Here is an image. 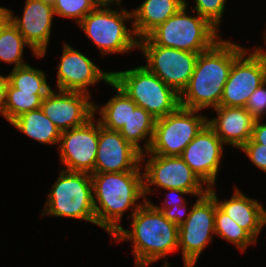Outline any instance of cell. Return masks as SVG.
I'll list each match as a JSON object with an SVG mask.
<instances>
[{
    "mask_svg": "<svg viewBox=\"0 0 266 267\" xmlns=\"http://www.w3.org/2000/svg\"><path fill=\"white\" fill-rule=\"evenodd\" d=\"M245 50L221 39L199 53L188 86L180 94V106L199 111L219 107L233 62Z\"/></svg>",
    "mask_w": 266,
    "mask_h": 267,
    "instance_id": "cell-1",
    "label": "cell"
},
{
    "mask_svg": "<svg viewBox=\"0 0 266 267\" xmlns=\"http://www.w3.org/2000/svg\"><path fill=\"white\" fill-rule=\"evenodd\" d=\"M131 217V229L121 227L111 238L132 241L135 267L149 266L179 249V226L166 219L152 202L145 201Z\"/></svg>",
    "mask_w": 266,
    "mask_h": 267,
    "instance_id": "cell-2",
    "label": "cell"
},
{
    "mask_svg": "<svg viewBox=\"0 0 266 267\" xmlns=\"http://www.w3.org/2000/svg\"><path fill=\"white\" fill-rule=\"evenodd\" d=\"M91 178L96 225L112 237L122 227L119 224L122 215L132 208V216L146 201L143 173H91ZM140 198H143V201L137 203Z\"/></svg>",
    "mask_w": 266,
    "mask_h": 267,
    "instance_id": "cell-3",
    "label": "cell"
},
{
    "mask_svg": "<svg viewBox=\"0 0 266 267\" xmlns=\"http://www.w3.org/2000/svg\"><path fill=\"white\" fill-rule=\"evenodd\" d=\"M187 1L164 23L158 25L146 37L154 44L194 53L210 49L220 38L219 30L207 19L188 15ZM218 38V39H217Z\"/></svg>",
    "mask_w": 266,
    "mask_h": 267,
    "instance_id": "cell-4",
    "label": "cell"
},
{
    "mask_svg": "<svg viewBox=\"0 0 266 267\" xmlns=\"http://www.w3.org/2000/svg\"><path fill=\"white\" fill-rule=\"evenodd\" d=\"M59 174L50 189L42 216L82 219L96 225L91 174L64 168Z\"/></svg>",
    "mask_w": 266,
    "mask_h": 267,
    "instance_id": "cell-5",
    "label": "cell"
},
{
    "mask_svg": "<svg viewBox=\"0 0 266 267\" xmlns=\"http://www.w3.org/2000/svg\"><path fill=\"white\" fill-rule=\"evenodd\" d=\"M112 80L156 119L165 117L180 106V95L144 65L112 72Z\"/></svg>",
    "mask_w": 266,
    "mask_h": 267,
    "instance_id": "cell-6",
    "label": "cell"
},
{
    "mask_svg": "<svg viewBox=\"0 0 266 267\" xmlns=\"http://www.w3.org/2000/svg\"><path fill=\"white\" fill-rule=\"evenodd\" d=\"M133 18L132 12L121 8L96 7L78 24L86 36L99 48L101 55L127 53L138 48L139 38L134 28L128 29L126 20Z\"/></svg>",
    "mask_w": 266,
    "mask_h": 267,
    "instance_id": "cell-7",
    "label": "cell"
},
{
    "mask_svg": "<svg viewBox=\"0 0 266 267\" xmlns=\"http://www.w3.org/2000/svg\"><path fill=\"white\" fill-rule=\"evenodd\" d=\"M199 110L179 106L174 112L156 119L150 154L180 156L185 147L207 124Z\"/></svg>",
    "mask_w": 266,
    "mask_h": 267,
    "instance_id": "cell-8",
    "label": "cell"
},
{
    "mask_svg": "<svg viewBox=\"0 0 266 267\" xmlns=\"http://www.w3.org/2000/svg\"><path fill=\"white\" fill-rule=\"evenodd\" d=\"M148 155L150 158L145 163L143 172L144 196L152 193L151 186L163 189L184 190L197 197L205 195L208 187L192 171L180 156H162L150 154L148 151L141 153V162Z\"/></svg>",
    "mask_w": 266,
    "mask_h": 267,
    "instance_id": "cell-9",
    "label": "cell"
},
{
    "mask_svg": "<svg viewBox=\"0 0 266 267\" xmlns=\"http://www.w3.org/2000/svg\"><path fill=\"white\" fill-rule=\"evenodd\" d=\"M138 48L147 60L144 66L180 95L188 86L199 53L154 45L147 37L139 39Z\"/></svg>",
    "mask_w": 266,
    "mask_h": 267,
    "instance_id": "cell-10",
    "label": "cell"
},
{
    "mask_svg": "<svg viewBox=\"0 0 266 267\" xmlns=\"http://www.w3.org/2000/svg\"><path fill=\"white\" fill-rule=\"evenodd\" d=\"M215 198L207 192L198 197L186 221L179 226L178 248H181L184 267H194L202 251L215 234Z\"/></svg>",
    "mask_w": 266,
    "mask_h": 267,
    "instance_id": "cell-11",
    "label": "cell"
},
{
    "mask_svg": "<svg viewBox=\"0 0 266 267\" xmlns=\"http://www.w3.org/2000/svg\"><path fill=\"white\" fill-rule=\"evenodd\" d=\"M265 81L266 55L255 49L248 53L246 48L233 62L223 89L220 106L245 107L249 97Z\"/></svg>",
    "mask_w": 266,
    "mask_h": 267,
    "instance_id": "cell-12",
    "label": "cell"
},
{
    "mask_svg": "<svg viewBox=\"0 0 266 267\" xmlns=\"http://www.w3.org/2000/svg\"><path fill=\"white\" fill-rule=\"evenodd\" d=\"M95 116L85 124L61 132L60 161L65 170L92 173L99 139V121Z\"/></svg>",
    "mask_w": 266,
    "mask_h": 267,
    "instance_id": "cell-13",
    "label": "cell"
},
{
    "mask_svg": "<svg viewBox=\"0 0 266 267\" xmlns=\"http://www.w3.org/2000/svg\"><path fill=\"white\" fill-rule=\"evenodd\" d=\"M57 90L81 92L90 95L89 87L112 80L111 72H102L90 58L70 45H63L60 63L57 65Z\"/></svg>",
    "mask_w": 266,
    "mask_h": 267,
    "instance_id": "cell-14",
    "label": "cell"
},
{
    "mask_svg": "<svg viewBox=\"0 0 266 267\" xmlns=\"http://www.w3.org/2000/svg\"><path fill=\"white\" fill-rule=\"evenodd\" d=\"M51 90L43 99L41 109L61 132L85 124L99 106L93 104L91 95L81 92Z\"/></svg>",
    "mask_w": 266,
    "mask_h": 267,
    "instance_id": "cell-15",
    "label": "cell"
},
{
    "mask_svg": "<svg viewBox=\"0 0 266 267\" xmlns=\"http://www.w3.org/2000/svg\"><path fill=\"white\" fill-rule=\"evenodd\" d=\"M223 145L222 140L206 124L180 155L205 187L215 185L223 156Z\"/></svg>",
    "mask_w": 266,
    "mask_h": 267,
    "instance_id": "cell-16",
    "label": "cell"
},
{
    "mask_svg": "<svg viewBox=\"0 0 266 267\" xmlns=\"http://www.w3.org/2000/svg\"><path fill=\"white\" fill-rule=\"evenodd\" d=\"M141 152L125 140L119 131H111L99 122V139L92 173L141 171Z\"/></svg>",
    "mask_w": 266,
    "mask_h": 267,
    "instance_id": "cell-17",
    "label": "cell"
},
{
    "mask_svg": "<svg viewBox=\"0 0 266 267\" xmlns=\"http://www.w3.org/2000/svg\"><path fill=\"white\" fill-rule=\"evenodd\" d=\"M53 16L52 1L26 0L22 18L10 11V21L23 35L25 41L38 54L44 57L51 36Z\"/></svg>",
    "mask_w": 266,
    "mask_h": 267,
    "instance_id": "cell-18",
    "label": "cell"
},
{
    "mask_svg": "<svg viewBox=\"0 0 266 267\" xmlns=\"http://www.w3.org/2000/svg\"><path fill=\"white\" fill-rule=\"evenodd\" d=\"M215 110L217 116L207 119V124L224 145L240 149L251 139L255 119L244 107L219 106Z\"/></svg>",
    "mask_w": 266,
    "mask_h": 267,
    "instance_id": "cell-19",
    "label": "cell"
},
{
    "mask_svg": "<svg viewBox=\"0 0 266 267\" xmlns=\"http://www.w3.org/2000/svg\"><path fill=\"white\" fill-rule=\"evenodd\" d=\"M234 191L231 198L224 201L218 199L214 187H210L208 192L215 198L217 206L257 241L264 227L266 209L257 200L247 197L239 189L236 188Z\"/></svg>",
    "mask_w": 266,
    "mask_h": 267,
    "instance_id": "cell-20",
    "label": "cell"
},
{
    "mask_svg": "<svg viewBox=\"0 0 266 267\" xmlns=\"http://www.w3.org/2000/svg\"><path fill=\"white\" fill-rule=\"evenodd\" d=\"M185 0H145L133 10L132 26L138 38L146 37L158 25L173 16Z\"/></svg>",
    "mask_w": 266,
    "mask_h": 267,
    "instance_id": "cell-21",
    "label": "cell"
},
{
    "mask_svg": "<svg viewBox=\"0 0 266 267\" xmlns=\"http://www.w3.org/2000/svg\"><path fill=\"white\" fill-rule=\"evenodd\" d=\"M10 124L41 144H59L61 130L54 125L41 108L21 114Z\"/></svg>",
    "mask_w": 266,
    "mask_h": 267,
    "instance_id": "cell-22",
    "label": "cell"
},
{
    "mask_svg": "<svg viewBox=\"0 0 266 267\" xmlns=\"http://www.w3.org/2000/svg\"><path fill=\"white\" fill-rule=\"evenodd\" d=\"M156 118L142 107L137 106L130 98V118L119 130L126 141L131 143L141 153L147 152L151 146L154 135ZM146 140L145 147L140 146L142 140Z\"/></svg>",
    "mask_w": 266,
    "mask_h": 267,
    "instance_id": "cell-23",
    "label": "cell"
},
{
    "mask_svg": "<svg viewBox=\"0 0 266 267\" xmlns=\"http://www.w3.org/2000/svg\"><path fill=\"white\" fill-rule=\"evenodd\" d=\"M108 85L117 93L98 110V121L105 129L119 131L130 118V97L113 80Z\"/></svg>",
    "mask_w": 266,
    "mask_h": 267,
    "instance_id": "cell-24",
    "label": "cell"
},
{
    "mask_svg": "<svg viewBox=\"0 0 266 267\" xmlns=\"http://www.w3.org/2000/svg\"><path fill=\"white\" fill-rule=\"evenodd\" d=\"M27 46L32 50V53L36 58H42V55H38L30 45L25 41L23 35L17 30V28L9 21L0 30V61L5 63L14 64L13 68H17L26 65L22 60L23 49Z\"/></svg>",
    "mask_w": 266,
    "mask_h": 267,
    "instance_id": "cell-25",
    "label": "cell"
},
{
    "mask_svg": "<svg viewBox=\"0 0 266 267\" xmlns=\"http://www.w3.org/2000/svg\"><path fill=\"white\" fill-rule=\"evenodd\" d=\"M8 78L9 83L20 91L33 92L35 95H47L52 90L43 70L33 68L29 64L13 68Z\"/></svg>",
    "mask_w": 266,
    "mask_h": 267,
    "instance_id": "cell-26",
    "label": "cell"
},
{
    "mask_svg": "<svg viewBox=\"0 0 266 267\" xmlns=\"http://www.w3.org/2000/svg\"><path fill=\"white\" fill-rule=\"evenodd\" d=\"M215 234L227 240L243 252L250 244H256V240L230 216L223 212L216 203Z\"/></svg>",
    "mask_w": 266,
    "mask_h": 267,
    "instance_id": "cell-27",
    "label": "cell"
},
{
    "mask_svg": "<svg viewBox=\"0 0 266 267\" xmlns=\"http://www.w3.org/2000/svg\"><path fill=\"white\" fill-rule=\"evenodd\" d=\"M46 95H35L33 92L20 91L8 83L5 103V119L11 123L25 112L41 108Z\"/></svg>",
    "mask_w": 266,
    "mask_h": 267,
    "instance_id": "cell-28",
    "label": "cell"
},
{
    "mask_svg": "<svg viewBox=\"0 0 266 267\" xmlns=\"http://www.w3.org/2000/svg\"><path fill=\"white\" fill-rule=\"evenodd\" d=\"M54 13L63 18H72L79 24L96 6L91 0H52Z\"/></svg>",
    "mask_w": 266,
    "mask_h": 267,
    "instance_id": "cell-29",
    "label": "cell"
},
{
    "mask_svg": "<svg viewBox=\"0 0 266 267\" xmlns=\"http://www.w3.org/2000/svg\"><path fill=\"white\" fill-rule=\"evenodd\" d=\"M227 0H195L193 12L196 11L200 16L207 19L214 27L219 29L222 15L224 14Z\"/></svg>",
    "mask_w": 266,
    "mask_h": 267,
    "instance_id": "cell-30",
    "label": "cell"
},
{
    "mask_svg": "<svg viewBox=\"0 0 266 267\" xmlns=\"http://www.w3.org/2000/svg\"><path fill=\"white\" fill-rule=\"evenodd\" d=\"M244 108L255 120L263 119L266 115V81L253 92Z\"/></svg>",
    "mask_w": 266,
    "mask_h": 267,
    "instance_id": "cell-31",
    "label": "cell"
},
{
    "mask_svg": "<svg viewBox=\"0 0 266 267\" xmlns=\"http://www.w3.org/2000/svg\"><path fill=\"white\" fill-rule=\"evenodd\" d=\"M240 150H242L249 157L250 161L262 171L266 173V148L264 145L255 143L250 139L244 144Z\"/></svg>",
    "mask_w": 266,
    "mask_h": 267,
    "instance_id": "cell-32",
    "label": "cell"
},
{
    "mask_svg": "<svg viewBox=\"0 0 266 267\" xmlns=\"http://www.w3.org/2000/svg\"><path fill=\"white\" fill-rule=\"evenodd\" d=\"M156 209L158 211H161L166 219L173 222L177 226L183 224L189 216V212L188 214L184 215L187 210L186 203L183 204L182 206H177L176 208L171 207V208H156Z\"/></svg>",
    "mask_w": 266,
    "mask_h": 267,
    "instance_id": "cell-33",
    "label": "cell"
},
{
    "mask_svg": "<svg viewBox=\"0 0 266 267\" xmlns=\"http://www.w3.org/2000/svg\"><path fill=\"white\" fill-rule=\"evenodd\" d=\"M164 190L169 192L168 198H166L165 202L162 203L163 205L162 207L152 204L155 208H171V207L176 208L177 206H182L183 204L186 203V201L184 200L185 198H183V195H188V194L190 195L189 192L179 189H164ZM169 196L171 197L169 198Z\"/></svg>",
    "mask_w": 266,
    "mask_h": 267,
    "instance_id": "cell-34",
    "label": "cell"
},
{
    "mask_svg": "<svg viewBox=\"0 0 266 267\" xmlns=\"http://www.w3.org/2000/svg\"><path fill=\"white\" fill-rule=\"evenodd\" d=\"M261 119L255 120L251 139L258 144L264 145L266 148V123L261 124Z\"/></svg>",
    "mask_w": 266,
    "mask_h": 267,
    "instance_id": "cell-35",
    "label": "cell"
},
{
    "mask_svg": "<svg viewBox=\"0 0 266 267\" xmlns=\"http://www.w3.org/2000/svg\"><path fill=\"white\" fill-rule=\"evenodd\" d=\"M9 83L7 76L0 75V114L5 118L6 91Z\"/></svg>",
    "mask_w": 266,
    "mask_h": 267,
    "instance_id": "cell-36",
    "label": "cell"
},
{
    "mask_svg": "<svg viewBox=\"0 0 266 267\" xmlns=\"http://www.w3.org/2000/svg\"><path fill=\"white\" fill-rule=\"evenodd\" d=\"M10 11L0 6V30L10 21Z\"/></svg>",
    "mask_w": 266,
    "mask_h": 267,
    "instance_id": "cell-37",
    "label": "cell"
},
{
    "mask_svg": "<svg viewBox=\"0 0 266 267\" xmlns=\"http://www.w3.org/2000/svg\"><path fill=\"white\" fill-rule=\"evenodd\" d=\"M96 7H109L113 4L120 6L122 0H91Z\"/></svg>",
    "mask_w": 266,
    "mask_h": 267,
    "instance_id": "cell-38",
    "label": "cell"
},
{
    "mask_svg": "<svg viewBox=\"0 0 266 267\" xmlns=\"http://www.w3.org/2000/svg\"><path fill=\"white\" fill-rule=\"evenodd\" d=\"M264 41L266 42V30H265V35H264ZM266 44V43H265ZM256 51H258L259 53L261 54H264L266 55V50L262 49V47H257V48H254Z\"/></svg>",
    "mask_w": 266,
    "mask_h": 267,
    "instance_id": "cell-39",
    "label": "cell"
},
{
    "mask_svg": "<svg viewBox=\"0 0 266 267\" xmlns=\"http://www.w3.org/2000/svg\"><path fill=\"white\" fill-rule=\"evenodd\" d=\"M163 267H170V265L168 264V262L166 261V259H165V262H164Z\"/></svg>",
    "mask_w": 266,
    "mask_h": 267,
    "instance_id": "cell-40",
    "label": "cell"
},
{
    "mask_svg": "<svg viewBox=\"0 0 266 267\" xmlns=\"http://www.w3.org/2000/svg\"><path fill=\"white\" fill-rule=\"evenodd\" d=\"M266 226V210H265V213H264V227Z\"/></svg>",
    "mask_w": 266,
    "mask_h": 267,
    "instance_id": "cell-41",
    "label": "cell"
}]
</instances>
